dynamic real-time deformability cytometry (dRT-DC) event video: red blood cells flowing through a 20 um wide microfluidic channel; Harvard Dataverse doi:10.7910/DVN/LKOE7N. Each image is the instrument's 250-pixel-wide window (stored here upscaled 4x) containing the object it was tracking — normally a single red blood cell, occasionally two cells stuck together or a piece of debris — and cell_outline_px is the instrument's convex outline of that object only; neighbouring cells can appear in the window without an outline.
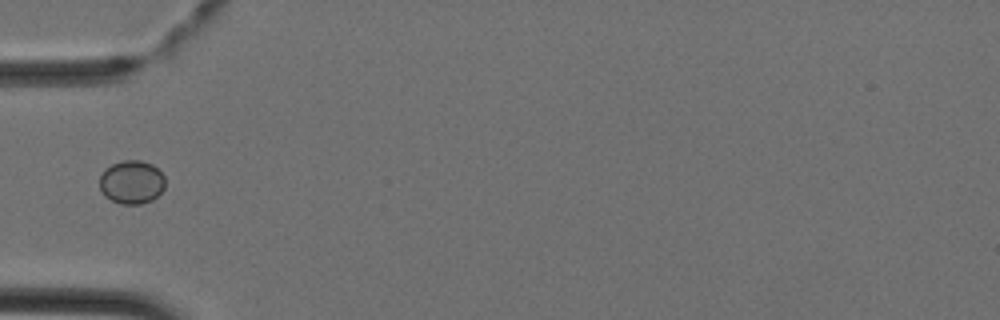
{"species": "Egyptian fruit bat (a non-hibernating species)", "species_latin": "Rousettus aegyptiacus", "temperature_condition": "cold", "stored_images_in_passage": 4, "camera_frame_rate_fps": 3000, "um_per_image_px": 0.085, "animal": {"sex": "female"}, "frame": {"image": 1, "passage_image": 4, "time_ms": 1.0, "image_size_px": [1000, 320], "cell_outline_px": [[164, 188], [152, 200], [140, 204], [120, 204], [104, 196], [100, 188], [100, 176], [104, 168], [112, 164], [124, 160], [140, 160], [152, 164], [164, 176]], "centroid_in_image_um": [11.17, 15.48], "position_along_channel_um": 73.8, "area_um2": 16.59}}